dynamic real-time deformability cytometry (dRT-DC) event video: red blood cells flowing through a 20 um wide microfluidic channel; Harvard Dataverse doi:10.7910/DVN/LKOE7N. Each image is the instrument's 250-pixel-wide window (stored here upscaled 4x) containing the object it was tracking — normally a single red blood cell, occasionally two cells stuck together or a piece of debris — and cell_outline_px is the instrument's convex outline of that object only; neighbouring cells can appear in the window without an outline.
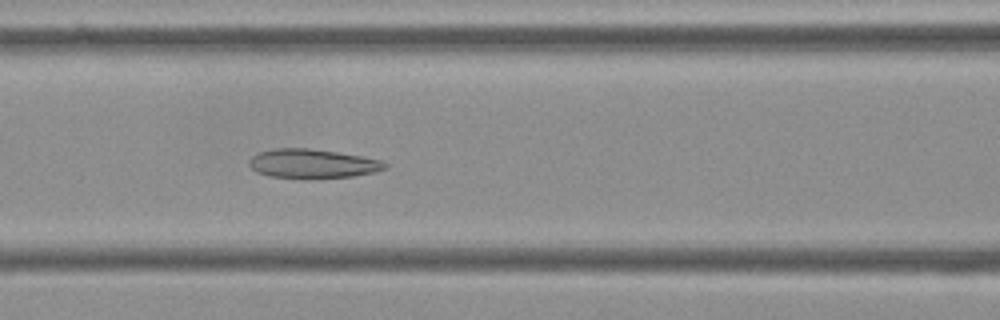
{"species": "Egyptian fruit bat (a non-hibernating species)", "species_latin": "Rousettus aegyptiacus", "temperature_condition": "cold", "stored_images_in_passage": 42, "camera_frame_rate_fps": 3000, "um_per_image_px": 0.085, "frame": {"image": 1, "passage_image": 10, "time_ms": 3.0, "image_size_px": [1000, 320], "cell_outline_px": [[388, 168], [372, 172], [352, 176], [316, 180], [304, 180], [268, 176], [256, 172], [248, 164], [248, 160], [252, 156], [260, 152], [276, 148], [308, 148], [336, 152], [360, 156], [380, 160], [388, 164]], "centroid_in_image_um": [26.53, 13.94], "position_along_channel_um": 140.1, "area_um2": 23.52}}
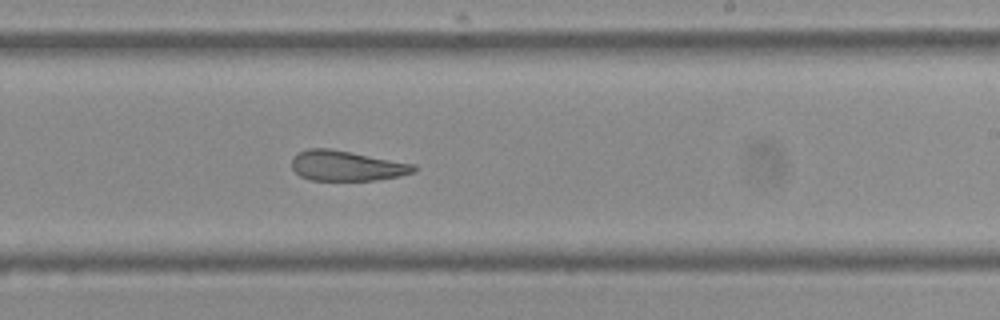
{"frame": {"image": 2, "passage_image": 20, "time_ms": 6.333, "image_size_px": [1000, 320], "cell_outline_px": [[420, 168], [416, 172], [400, 176], [376, 180], [312, 180], [300, 176], [292, 168], [292, 160], [296, 152], [308, 148], [328, 148], [352, 152], [416, 164]], "centroid_in_image_um": [29.5, 14.08], "position_along_channel_um": 259.5, "area_um2": 21.73}}
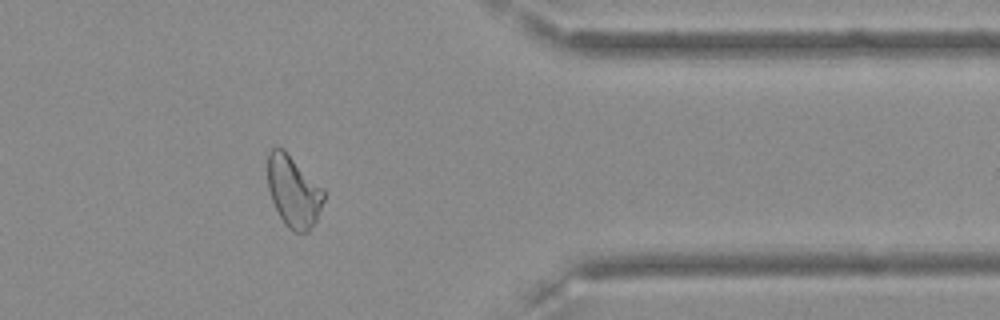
{"frame": {"image": 3, "passage_image": 32, "time_ms": 10.333, "image_size_px": [1000, 320], "cell_outline_px": [[324, 200], [316, 220], [308, 232], [292, 232], [284, 224], [272, 200], [268, 188], [268, 152], [276, 144], [284, 148], [324, 188]], "centroid_in_image_um": [24.95, 16.23], "position_along_channel_um": 386.5, "area_um2": 23.64}, "authors_computed_cell_mechanics": {"area_um2": 23.7269, "velocity_mm_per_s": 3.5906, "shape_relaxation_time_tau1_ms": null, "shape_relaxation_time_tau2_ms": 3.5062, "deformation_change_tau1": null, "deformation_change_tau2": 0.1176}}